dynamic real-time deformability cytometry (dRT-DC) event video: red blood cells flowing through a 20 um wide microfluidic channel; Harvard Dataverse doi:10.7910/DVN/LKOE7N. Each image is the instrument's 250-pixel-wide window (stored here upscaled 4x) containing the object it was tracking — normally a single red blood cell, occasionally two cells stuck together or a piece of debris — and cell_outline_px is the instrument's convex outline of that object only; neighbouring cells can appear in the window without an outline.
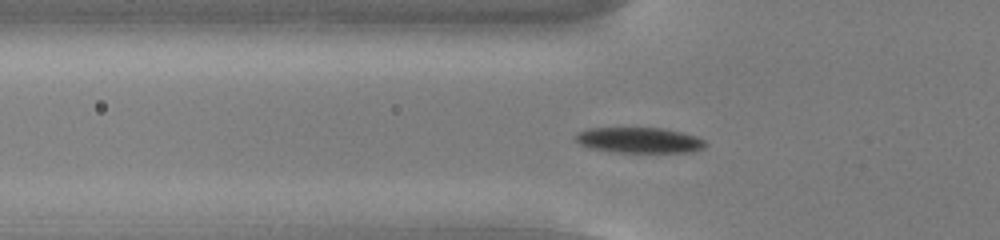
{"species": "common noctule bat (a hibernating species)", "species_latin": "Nyctalus noctula", "temperature_condition": "cold", "stored_images_in_passage": 47, "camera_frame_rate_fps": 3000, "um_per_image_px": 0.085, "animal": {"sex": "male", "body_mass_g": 13.0, "forearm_length_mm": 53.1}, "frame": {"image": 1, "passage_image": 10, "time_ms": 3.0, "image_size_px": [1000, 240], "cell_outline_px": [[708, 144], [704, 148], [696, 152], [616, 152], [592, 148], [580, 144], [576, 140], [576, 132], [588, 128], [664, 128], [684, 132], [696, 136], [704, 140]], "centroid_in_image_um": [54.4, 11.91], "position_along_channel_um": 71.4, "area_um2": 19.48}}
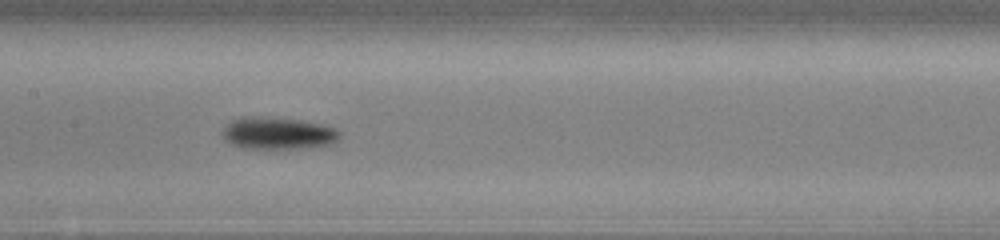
{"frame": {"image": 2, "passage_image": 19, "time_ms": 6.0, "image_size_px": [1000, 240], "cell_outline_px": [[340, 136], [336, 140], [328, 144], [296, 148], [240, 148], [224, 140], [224, 128], [232, 120], [240, 116], [256, 116], [300, 120], [320, 124], [336, 128], [340, 132]], "centroid_in_image_um": [23.58, 11.31], "position_along_channel_um": 183.8, "area_um2": 21.62}}
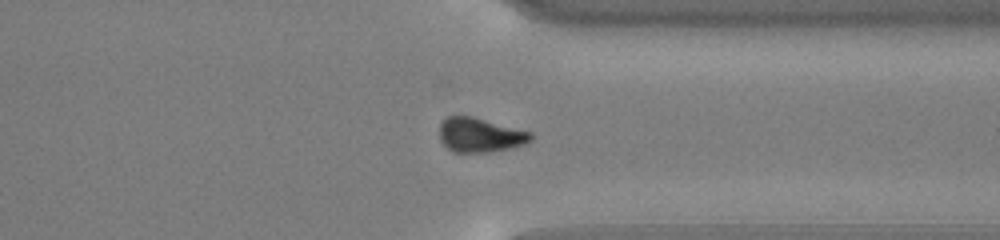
{"frame": {"image": 3, "passage_image": 34, "time_ms": 11.0, "image_size_px": [1000, 240], "cell_outline_px": [[532, 140], [524, 144], [508, 148], [488, 152], [452, 152], [440, 140], [440, 124], [444, 116], [472, 116], [532, 132]], "centroid_in_image_um": [40.78, 11.46], "position_along_channel_um": 370.6, "area_um2": 18.26}, "authors_computed_cell_mechanics": {"area_um2": 19.1896, "velocity_mm_per_s": 3.7575, "shape_relaxation_time_tau1_ms": 2.7633, "shape_relaxation_time_tau2_ms": null, "deformation_change_tau1": 0.1262, "deformation_change_tau2": null}}